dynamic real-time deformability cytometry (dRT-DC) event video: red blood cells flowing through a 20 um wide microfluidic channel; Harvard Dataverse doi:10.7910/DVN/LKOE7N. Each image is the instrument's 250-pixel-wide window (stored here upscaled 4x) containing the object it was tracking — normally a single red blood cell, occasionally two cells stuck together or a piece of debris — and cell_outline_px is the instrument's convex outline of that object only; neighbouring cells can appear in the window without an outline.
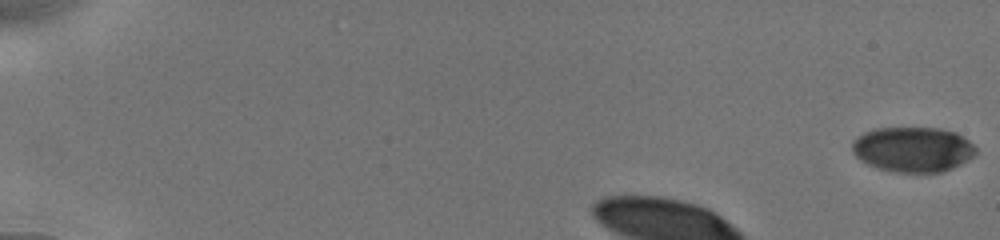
{"species": "human", "species_latin": "Homo sapiens", "temperature_condition": "cold", "stored_images_in_passage": 11, "camera_frame_rate_fps": 3000, "um_per_image_px": 0.085, "donor": {"sex": "male"}, "frame": {"image": 1, "passage_image": 1, "time_ms": 0.0, "image_size_px": [1000, 240], "cell_outline_px": [[976, 152], [972, 156], [960, 164], [952, 168], [940, 172], [896, 172], [880, 168], [868, 164], [860, 160], [852, 152], [852, 140], [856, 136], [864, 132], [876, 128], [940, 128], [956, 132], [968, 140], [976, 148]], "centroid_in_image_um": [77.56, 12.68], "position_along_channel_um": 7.4, "area_um2": 32.43}}
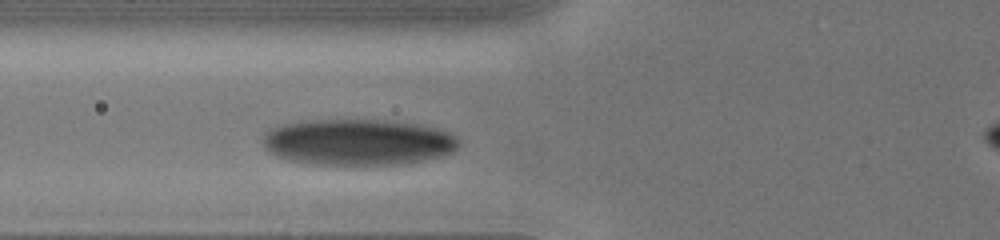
{"frame": {"image": 2, "passage_image": 10, "time_ms": 4.333, "image_size_px": [1000, 240], "cell_outline_px": [[460, 140], [456, 148], [452, 152], [420, 160], [396, 164], [312, 164], [288, 160], [276, 156], [268, 152], [264, 148], [264, 136], [272, 128], [284, 124], [312, 120], [372, 120], [416, 124], [436, 128], [448, 132], [456, 136]], "centroid_in_image_um": [30.39, 12.08], "position_along_channel_um": 95.4, "area_um2": 51.96}}